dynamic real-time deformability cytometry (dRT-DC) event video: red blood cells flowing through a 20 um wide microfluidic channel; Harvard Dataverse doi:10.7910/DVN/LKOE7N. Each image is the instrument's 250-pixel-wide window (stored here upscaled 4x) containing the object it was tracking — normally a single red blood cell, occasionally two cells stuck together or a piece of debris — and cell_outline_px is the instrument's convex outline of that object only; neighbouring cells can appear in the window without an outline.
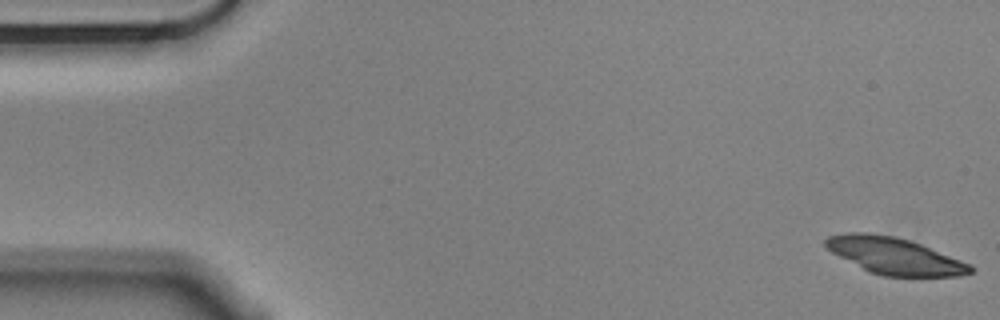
{"species": "Egyptian fruit bat (a non-hibernating species)", "species_latin": "Rousettus aegyptiacus", "temperature_condition": "cold", "stored_images_in_passage": 26, "segment_of_instrument_passage": [1, 2], "camera_frame_rate_fps": 3000, "um_per_image_px": 0.085, "animal": {"sex": "male"}, "frame": {"image": 1, "passage_image": 1, "time_ms": 0.0, "image_size_px": [1000, 320], "cell_outline_px": [[972, 272], [960, 276], [884, 276], [868, 272], [832, 252], [824, 244], [824, 240], [828, 236], [848, 232], [868, 232], [896, 236], [920, 244], [972, 264]], "centroid_in_image_um": [76.02, 21.74], "position_along_channel_um": 9.0, "area_um2": 30.87}}